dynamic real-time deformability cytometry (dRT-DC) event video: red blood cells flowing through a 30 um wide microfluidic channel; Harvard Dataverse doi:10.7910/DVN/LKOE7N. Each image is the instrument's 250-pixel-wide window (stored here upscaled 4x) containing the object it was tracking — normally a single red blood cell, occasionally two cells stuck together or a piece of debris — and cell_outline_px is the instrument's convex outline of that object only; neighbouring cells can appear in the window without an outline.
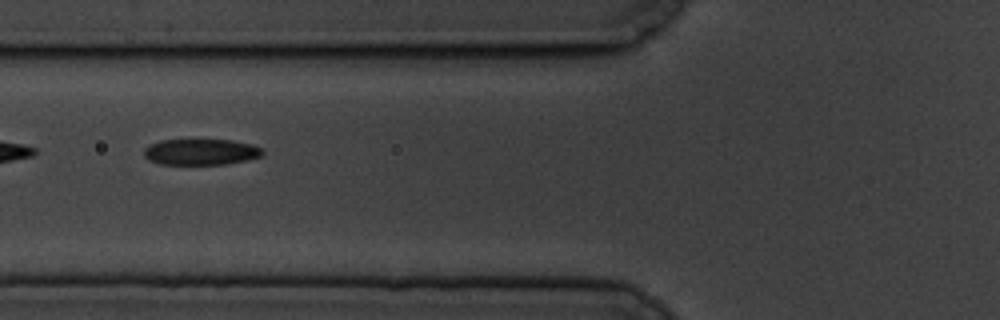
{"species": "common noctule bat (a hibernating species)", "species_latin": "Nyctalus noctula", "temperature_condition": "cold", "stored_images_in_passage": 4, "camera_frame_rate_fps": 3000, "um_per_image_px": 0.085, "animal": {"sex": "male", "body_mass_g": 19.5, "forearm_length_mm": 54.6}, "frame": {"image": 1, "passage_image": 2, "time_ms": 2.333, "image_size_px": [1000, 320], "cell_outline_px": [[264, 152], [260, 156], [244, 160], [224, 164], [160, 164], [148, 160], [144, 156], [144, 148], [160, 140], [232, 140], [248, 144], [260, 148]], "centroid_in_image_um": [17.01, 12.91], "position_along_channel_um": 108.8, "area_um2": 17.69}}
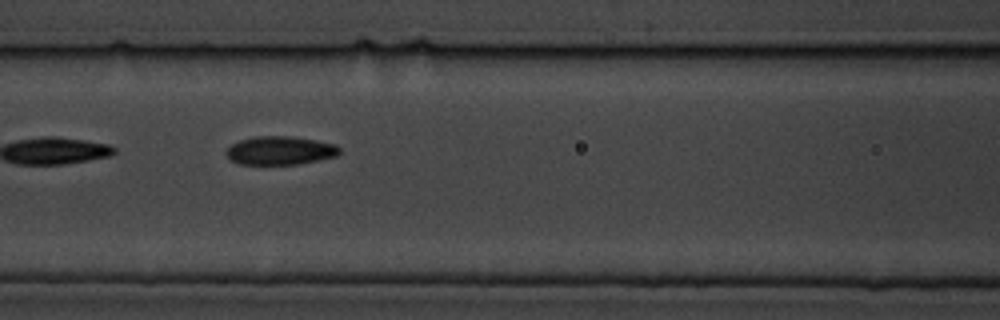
{"frame": {"image": 2, "passage_image": 3, "time_ms": 3.333, "image_size_px": [1000, 320], "cell_outline_px": [[340, 152], [336, 156], [320, 160], [296, 164], [240, 164], [232, 160], [228, 156], [228, 148], [232, 144], [240, 140], [252, 136], [292, 136], [316, 140], [336, 144], [340, 148]], "centroid_in_image_um": [23.85, 12.78], "position_along_channel_um": 142.7, "area_um2": 18.73}}